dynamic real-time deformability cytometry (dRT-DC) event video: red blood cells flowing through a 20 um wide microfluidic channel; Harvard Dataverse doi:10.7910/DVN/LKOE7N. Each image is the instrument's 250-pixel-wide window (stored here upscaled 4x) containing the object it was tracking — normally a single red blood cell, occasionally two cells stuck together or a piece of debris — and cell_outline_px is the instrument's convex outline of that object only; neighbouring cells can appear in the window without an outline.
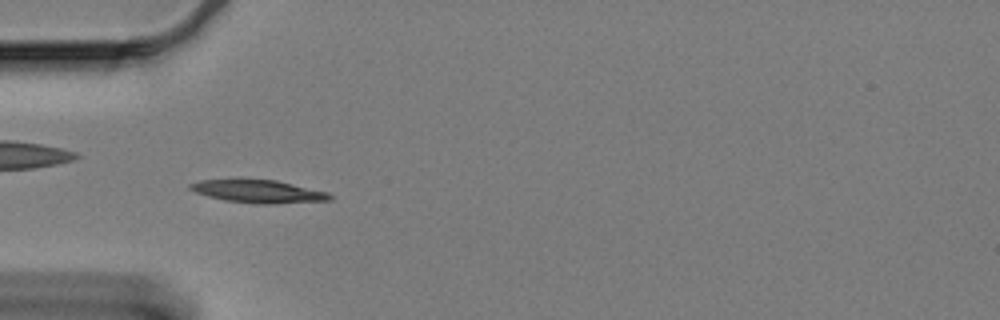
{"species": "Egyptian fruit bat (a non-hibernating species)", "species_latin": "Rousettus aegyptiacus", "temperature_condition": "cold", "stored_images_in_passage": 61, "camera_frame_rate_fps": 3000, "um_per_image_px": 0.085, "animal": {"sex": "female"}, "frame": {"image": 1, "passage_image": 18, "time_ms": 5.667, "image_size_px": [1000, 320], "cell_outline_px": [[332, 200], [276, 204], [256, 204], [224, 200], [208, 196], [196, 192], [188, 188], [188, 184], [200, 180], [236, 176], [240, 176], [276, 180], [328, 192], [332, 196]], "centroid_in_image_um": [21.88, 16.22], "position_along_channel_um": 63.1, "area_um2": 19.65}}
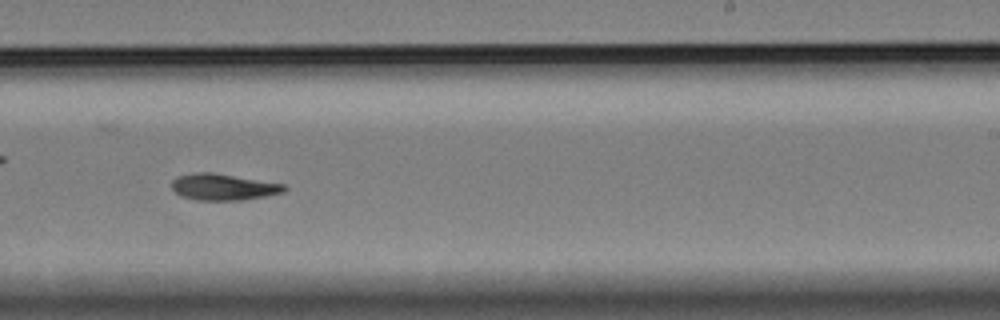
{"frame": {"image": 2, "passage_image": 37, "time_ms": 12.0, "image_size_px": [1000, 320], "cell_outline_px": [[288, 188], [284, 192], [268, 196], [240, 200], [196, 200], [180, 196], [172, 188], [172, 180], [176, 176], [192, 172], [212, 172], [284, 184]], "centroid_in_image_um": [18.97, 15.89], "position_along_channel_um": 270.0, "area_um2": 17.46}}
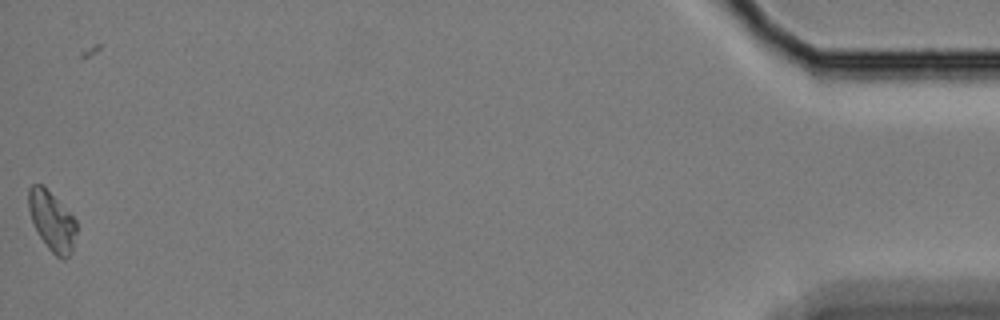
{"frame": {"image": 3, "passage_image": 60, "time_ms": 19.667, "image_size_px": [1000, 320], "cell_outline_px": [[76, 232], [72, 252], [64, 260], [60, 260], [48, 248], [40, 236], [32, 220], [28, 208], [28, 188], [32, 184], [40, 184], [76, 220]], "centroid_in_image_um": [4.41, 18.84], "position_along_channel_um": 430.8, "area_um2": 16.13}, "authors_computed_cell_mechanics": {"area_um2": 17.051, "velocity_mm_per_s": 3.285, "shape_relaxation_time_tau1_ms": 5.4943, "shape_relaxation_time_tau2_ms": 7.1919, "deformation_change_tau1": 0.1534, "deformation_change_tau2": 0.1063}}